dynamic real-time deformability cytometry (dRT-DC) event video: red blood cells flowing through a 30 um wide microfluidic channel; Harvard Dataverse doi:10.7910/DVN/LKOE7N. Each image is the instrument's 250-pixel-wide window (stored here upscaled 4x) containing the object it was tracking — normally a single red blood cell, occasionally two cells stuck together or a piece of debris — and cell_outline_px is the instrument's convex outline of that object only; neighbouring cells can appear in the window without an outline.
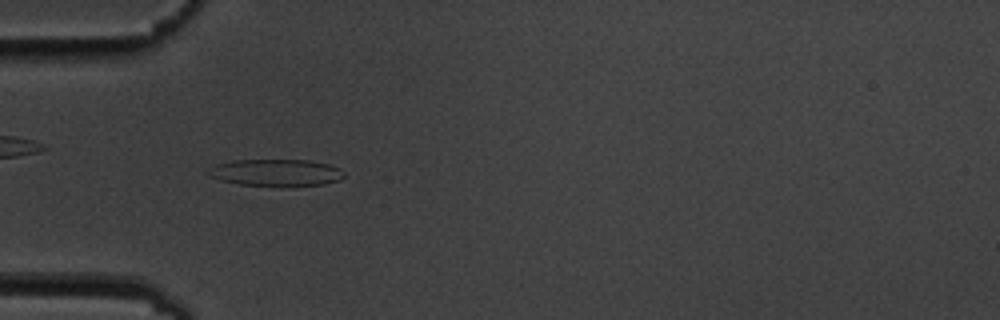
{"species": "common noctule bat (a hibernating species)", "species_latin": "Nyctalus noctula", "temperature_condition": "cold", "stored_images_in_passage": 8, "camera_frame_rate_fps": 3000, "um_per_image_px": 0.085, "animal": {"sex": "male", "body_mass_g": 19.5, "forearm_length_mm": 54.6}, "frame": {"image": 1, "passage_image": 6, "time_ms": 5.667, "image_size_px": [1000, 320], "cell_outline_px": [[344, 176], [340, 180], [324, 184], [280, 188], [240, 184], [220, 180], [208, 176], [204, 172], [216, 164], [232, 160], [308, 160], [328, 164], [340, 168], [344, 172]], "centroid_in_image_um": [23.45, 14.7], "position_along_channel_um": 61.6, "area_um2": 21.96}}
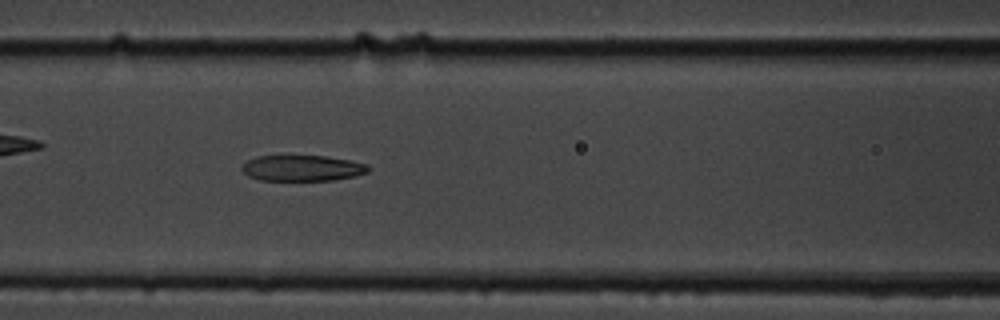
{"frame": {"image": 2, "passage_image": 8, "time_ms": 8.0, "image_size_px": [1000, 320], "cell_outline_px": [[372, 168], [368, 172], [356, 176], [332, 180], [260, 180], [248, 176], [240, 168], [248, 160], [256, 156], [324, 156], [348, 160], [368, 164]], "centroid_in_image_um": [25.72, 14.29], "position_along_channel_um": 140.9, "area_um2": 19.02}}